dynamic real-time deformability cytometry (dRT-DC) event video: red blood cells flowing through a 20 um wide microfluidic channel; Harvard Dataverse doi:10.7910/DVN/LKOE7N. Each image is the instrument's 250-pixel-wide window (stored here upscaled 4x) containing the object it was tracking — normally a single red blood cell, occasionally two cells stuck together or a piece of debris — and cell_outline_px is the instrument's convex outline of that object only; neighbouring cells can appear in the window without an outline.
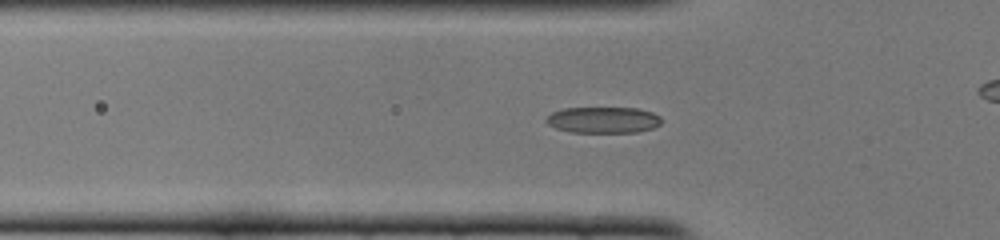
{"species": "common noctule bat (a hibernating species)", "species_latin": "Nyctalus noctula", "temperature_condition": "cold", "stored_images_in_passage": 41, "camera_frame_rate_fps": 3000, "um_per_image_px": 0.085, "animal": {"sex": "female", "body_mass_g": 22.0, "forearm_length_mm": 56.7}, "frame": {"image": 1, "passage_image": 17, "time_ms": 5.333, "image_size_px": [1000, 240], "cell_outline_px": [[664, 120], [660, 124], [652, 128], [636, 132], [568, 132], [556, 128], [548, 124], [544, 120], [552, 112], [564, 108], [640, 108], [652, 112], [660, 116]], "centroid_in_image_um": [51.29, 10.19], "position_along_channel_um": 74.5, "area_um2": 17.69}}
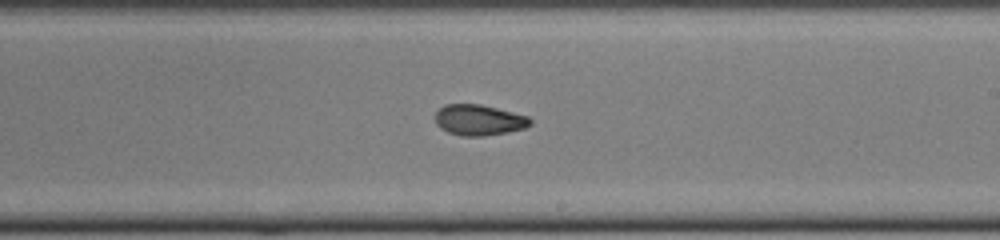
{"frame": {"image": 2, "passage_image": 30, "time_ms": 9.667, "image_size_px": [1000, 240], "cell_outline_px": [[532, 124], [524, 128], [508, 132], [484, 136], [460, 136], [448, 132], [440, 128], [436, 124], [436, 112], [444, 104], [480, 104], [528, 116], [532, 120]], "centroid_in_image_um": [40.7, 10.21], "position_along_channel_um": 248.3, "area_um2": 17.05}}
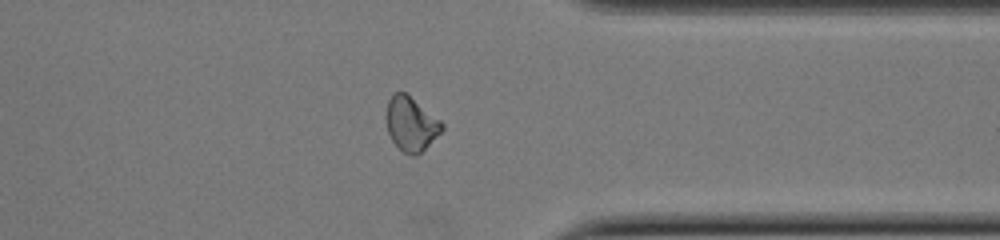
{"frame": {"image": 3, "passage_image": 40, "time_ms": 13.0, "image_size_px": [1000, 240], "cell_outline_px": [[444, 128], [416, 156], [412, 156], [404, 152], [392, 140], [388, 132], [384, 116], [388, 100], [396, 92], [404, 92], [440, 120], [444, 124]], "centroid_in_image_um": [34.9, 10.53], "position_along_channel_um": 376.5, "area_um2": 17.22}}